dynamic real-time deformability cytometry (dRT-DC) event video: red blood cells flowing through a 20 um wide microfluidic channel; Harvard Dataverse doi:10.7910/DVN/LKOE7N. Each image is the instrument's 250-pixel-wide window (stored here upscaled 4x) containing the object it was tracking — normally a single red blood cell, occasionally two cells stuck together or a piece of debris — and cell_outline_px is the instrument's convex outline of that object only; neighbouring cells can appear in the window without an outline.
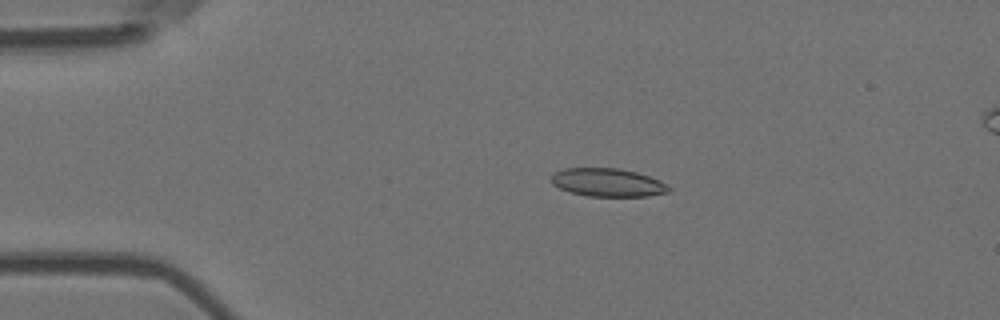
{"species": "Egyptian fruit bat (a non-hibernating species)", "species_latin": "Rousettus aegyptiacus", "temperature_condition": "room temperature", "stored_images_in_passage": 45, "camera_frame_rate_fps": 3000, "um_per_image_px": 0.085, "animal": {"sex": "female"}, "frame": {"image": 1, "passage_image": 1, "time_ms": 0.0, "image_size_px": [1000, 320], "cell_outline_px": [[672, 188], [668, 192], [648, 196], [588, 196], [572, 192], [560, 188], [552, 184], [548, 176], [552, 172], [564, 168], [620, 168], [636, 172], [660, 180], [668, 184]], "centroid_in_image_um": [51.63, 15.5], "position_along_channel_um": 33.4, "area_um2": 19.54}}
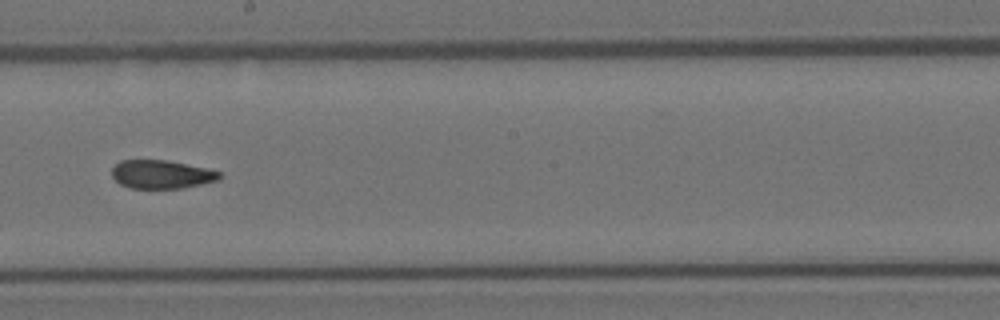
{"frame": {"image": 2, "passage_image": 21, "time_ms": 6.667, "image_size_px": [1000, 320], "cell_outline_px": [[224, 176], [220, 180], [180, 188], [132, 188], [120, 184], [112, 176], [112, 168], [120, 160], [168, 160], [208, 168], [220, 172]], "centroid_in_image_um": [13.76, 14.81], "position_along_channel_um": 234.4, "area_um2": 17.92}}
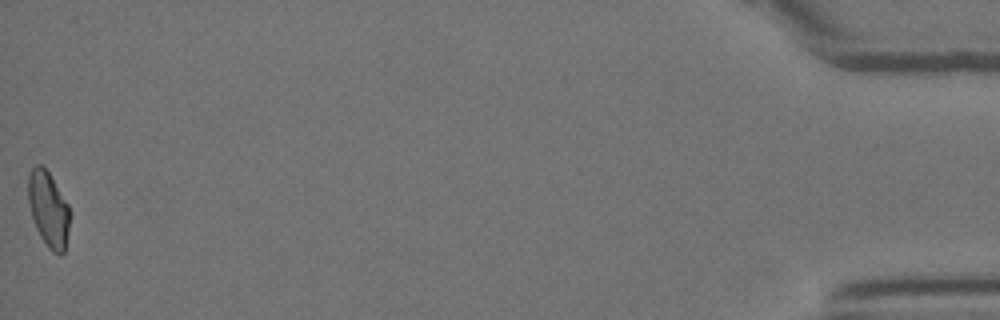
{"frame": {"image": 3, "passage_image": 45, "time_ms": 14.667, "image_size_px": [1000, 320], "cell_outline_px": [[68, 228], [64, 252], [60, 256], [52, 252], [48, 248], [40, 236], [36, 228], [32, 216], [28, 200], [28, 176], [32, 168], [36, 164], [40, 164], [48, 172], [68, 204]], "centroid_in_image_um": [4.09, 17.8], "position_along_channel_um": 431.1, "area_um2": 17.92}, "authors_computed_cell_mechanics": {"area_um2": 18.785, "velocity_mm_per_s": 3.6851, "shape_relaxation_time_tau1_ms": null, "shape_relaxation_time_tau2_ms": 2.9081, "deformation_change_tau1": null, "deformation_change_tau2": 0.0931}}